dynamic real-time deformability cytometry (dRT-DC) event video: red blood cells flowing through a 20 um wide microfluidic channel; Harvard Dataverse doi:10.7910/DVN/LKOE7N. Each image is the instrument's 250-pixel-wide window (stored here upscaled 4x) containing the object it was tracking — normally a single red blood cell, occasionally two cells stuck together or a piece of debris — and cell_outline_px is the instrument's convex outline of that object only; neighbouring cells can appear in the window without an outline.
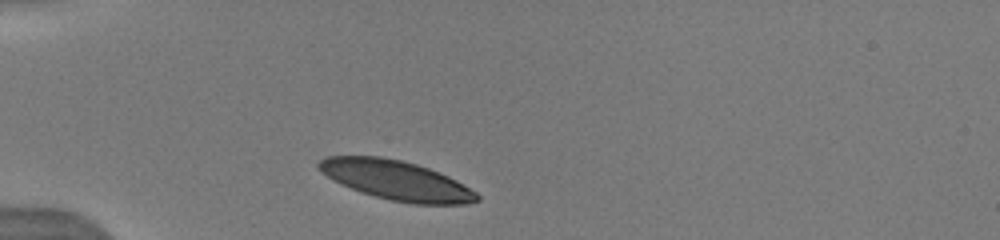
{"species": "human", "species_latin": "Homo sapiens", "temperature_condition": "warm", "stored_images_in_passage": 14, "camera_frame_rate_fps": 3000, "um_per_image_px": 0.085, "donor": {"sex": "male"}, "frame": {"image": 1, "passage_image": 1, "time_ms": 0.0, "image_size_px": [1000, 240], "cell_outline_px": [[480, 200], [464, 204], [412, 204], [392, 200], [376, 196], [340, 184], [332, 180], [316, 168], [316, 164], [320, 160], [328, 156], [380, 156], [400, 160], [416, 164], [428, 168], [448, 176], [456, 180], [476, 192], [480, 196]], "centroid_in_image_um": [33.67, 15.32], "position_along_channel_um": 51.3, "area_um2": 36.13}}